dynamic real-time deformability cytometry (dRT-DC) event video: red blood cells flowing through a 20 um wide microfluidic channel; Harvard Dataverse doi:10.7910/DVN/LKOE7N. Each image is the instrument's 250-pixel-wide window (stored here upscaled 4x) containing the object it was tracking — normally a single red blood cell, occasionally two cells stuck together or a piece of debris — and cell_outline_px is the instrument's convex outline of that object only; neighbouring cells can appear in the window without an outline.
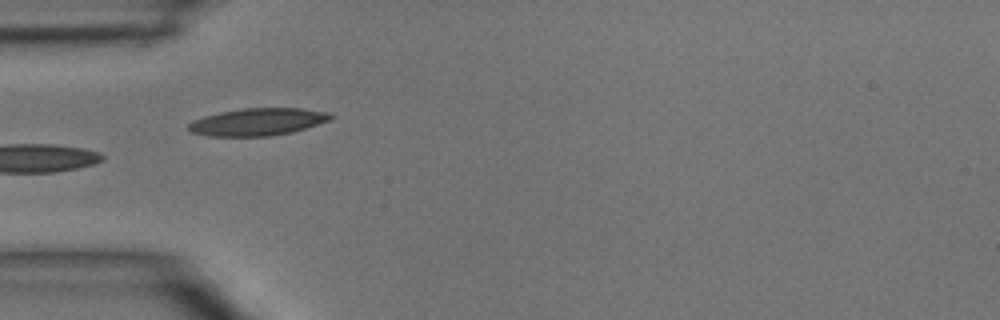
{"species": "common noctule bat (a hibernating species)", "species_latin": "Nyctalus noctula", "temperature_condition": "room temperature", "stored_images_in_passage": 7, "camera_frame_rate_fps": 3000, "um_per_image_px": 0.085, "animal": {"sex": "male", "body_mass_g": 15.6}, "frame": {"image": 1, "passage_image": 5, "time_ms": 4.333, "image_size_px": [1000, 320], "cell_outline_px": [[336, 116], [332, 120], [292, 132], [268, 136], [208, 136], [192, 132], [188, 128], [188, 124], [192, 120], [204, 116], [220, 112], [244, 108], [300, 108], [332, 112]], "centroid_in_image_um": [21.97, 10.35], "position_along_channel_um": 63.0, "area_um2": 22.83}}